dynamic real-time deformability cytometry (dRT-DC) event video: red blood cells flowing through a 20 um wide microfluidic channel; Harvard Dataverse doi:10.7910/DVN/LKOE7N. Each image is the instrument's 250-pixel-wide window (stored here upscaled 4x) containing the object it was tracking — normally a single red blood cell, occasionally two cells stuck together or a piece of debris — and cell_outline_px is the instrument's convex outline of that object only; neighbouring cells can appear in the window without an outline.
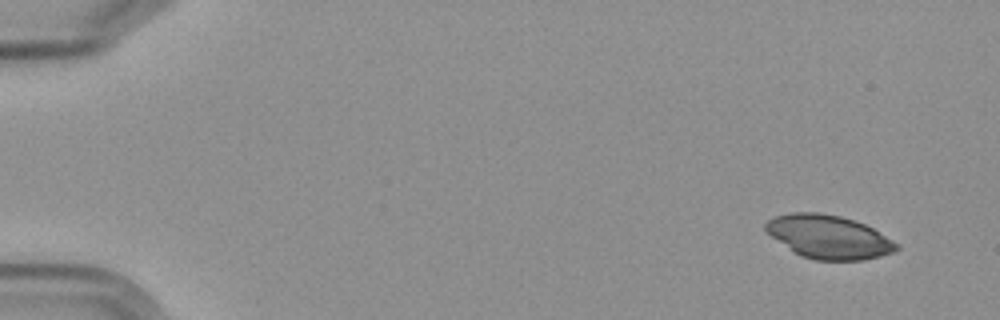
{"species": "Egyptian fruit bat (a non-hibernating species)", "species_latin": "Rousettus aegyptiacus", "temperature_condition": "cold", "stored_images_in_passage": 6, "camera_frame_rate_fps": 3000, "um_per_image_px": 0.085, "frame": {"image": 1, "passage_image": 1, "time_ms": 0.0, "image_size_px": [1000, 320], "cell_outline_px": [[900, 248], [892, 252], [880, 256], [864, 260], [816, 260], [800, 256], [764, 232], [764, 224], [768, 220], [776, 216], [792, 212], [816, 212], [840, 216], [864, 224], [872, 228], [900, 244]], "centroid_in_image_um": [70.41, 20.14], "position_along_channel_um": 14.6, "area_um2": 33.18}}